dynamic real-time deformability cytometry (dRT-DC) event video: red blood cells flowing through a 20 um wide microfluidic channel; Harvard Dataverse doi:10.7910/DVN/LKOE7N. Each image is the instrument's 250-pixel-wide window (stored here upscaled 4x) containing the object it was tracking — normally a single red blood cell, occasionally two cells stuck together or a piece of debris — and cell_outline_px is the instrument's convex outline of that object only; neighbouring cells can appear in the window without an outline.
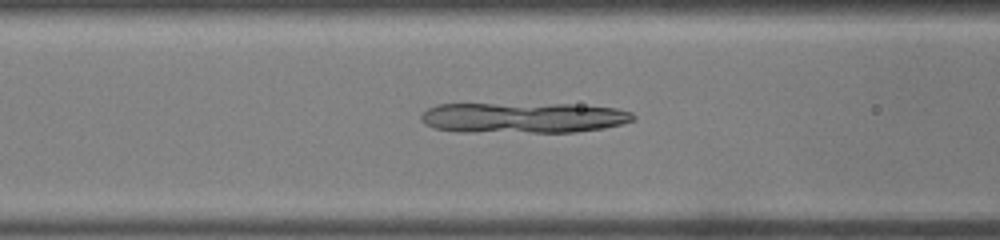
{"species": "common noctule bat (a hibernating species)", "species_latin": "Nyctalus noctula", "temperature_condition": "warm", "stored_images_in_passage": 11, "camera_frame_rate_fps": 3000, "um_per_image_px": 0.085, "animal": {"sex": "male", "body_mass_g": 19.0, "forearm_length_mm": 50.8}, "frame": {"image": 1, "passage_image": 10, "time_ms": 3.0, "image_size_px": [1000, 240], "cell_outline_px": [[636, 120], [604, 128], [576, 132], [460, 132], [436, 128], [424, 124], [420, 120], [420, 116], [428, 108], [436, 104], [572, 104], [616, 108], [632, 112], [636, 116]], "centroid_in_image_um": [44.49, 10.0], "position_along_channel_um": 122.1, "area_um2": 38.09}}